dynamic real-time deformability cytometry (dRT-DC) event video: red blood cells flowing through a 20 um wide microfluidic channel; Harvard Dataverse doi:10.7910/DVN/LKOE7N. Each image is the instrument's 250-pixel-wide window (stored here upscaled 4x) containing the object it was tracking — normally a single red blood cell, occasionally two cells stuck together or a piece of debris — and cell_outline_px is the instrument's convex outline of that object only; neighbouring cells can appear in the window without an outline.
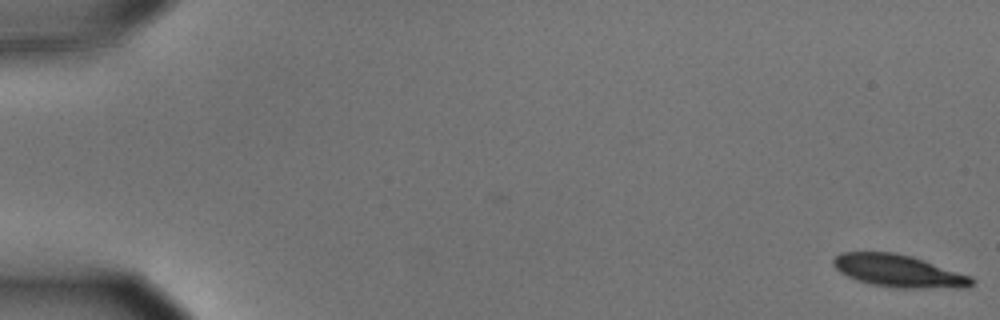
{"species": "common noctule bat (a hibernating species)", "species_latin": "Nyctalus noctula", "temperature_condition": "cold", "stored_images_in_passage": 56, "camera_frame_rate_fps": 3000, "um_per_image_px": 0.085, "animal": {"sex": "male", "body_mass_g": 15.6}, "frame": {"image": 1, "passage_image": 1, "time_ms": 0.0, "image_size_px": [1000, 320], "cell_outline_px": [[976, 280], [968, 288], [896, 288], [872, 284], [856, 280], [840, 272], [832, 264], [832, 260], [840, 252], [892, 252], [912, 256], [972, 276]], "centroid_in_image_um": [76.41, 23.04], "position_along_channel_um": 8.6, "area_um2": 26.3}}
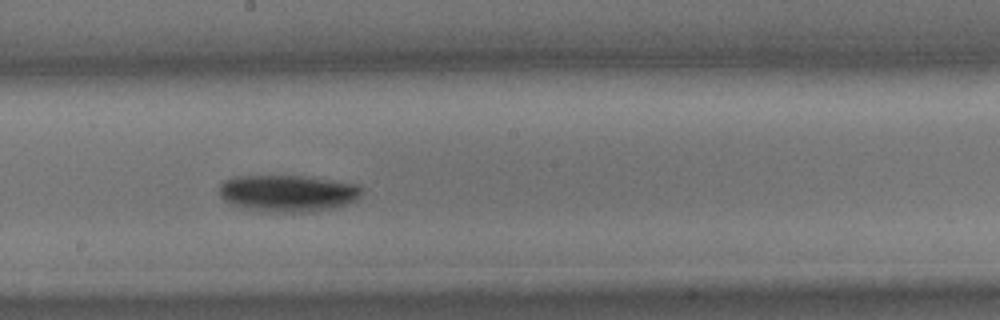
{"frame": {"image": 2, "passage_image": 32, "time_ms": 10.333, "image_size_px": [1000, 320], "cell_outline_px": [[364, 192], [356, 200], [348, 204], [332, 208], [308, 212], [276, 212], [244, 208], [232, 204], [224, 200], [220, 196], [220, 184], [224, 180], [236, 176], [308, 176], [360, 184]], "centroid_in_image_um": [24.52, 16.41], "position_along_channel_um": 223.7, "area_um2": 30.75}}
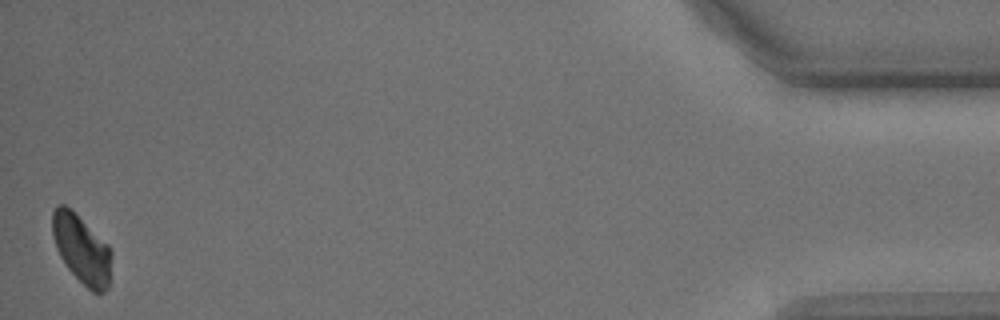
{"frame": {"image": 3, "passage_image": 56, "time_ms": 18.333, "image_size_px": [1000, 320], "cell_outline_px": [[112, 280], [108, 288], [104, 292], [92, 292], [68, 268], [60, 256], [56, 248], [52, 232], [52, 212], [60, 204], [64, 204], [108, 244], [112, 252]], "centroid_in_image_um": [6.99, 21.23], "position_along_channel_um": 428.2, "area_um2": 23.52}, "authors_computed_cell_mechanics": {"area_um2": 27.6862, "velocity_mm_per_s": 3.5937, "shape_relaxation_time_tau1_ms": 3.6075, "shape_relaxation_time_tau2_ms": null, "deformation_change_tau1": 0.1311, "deformation_change_tau2": null}}